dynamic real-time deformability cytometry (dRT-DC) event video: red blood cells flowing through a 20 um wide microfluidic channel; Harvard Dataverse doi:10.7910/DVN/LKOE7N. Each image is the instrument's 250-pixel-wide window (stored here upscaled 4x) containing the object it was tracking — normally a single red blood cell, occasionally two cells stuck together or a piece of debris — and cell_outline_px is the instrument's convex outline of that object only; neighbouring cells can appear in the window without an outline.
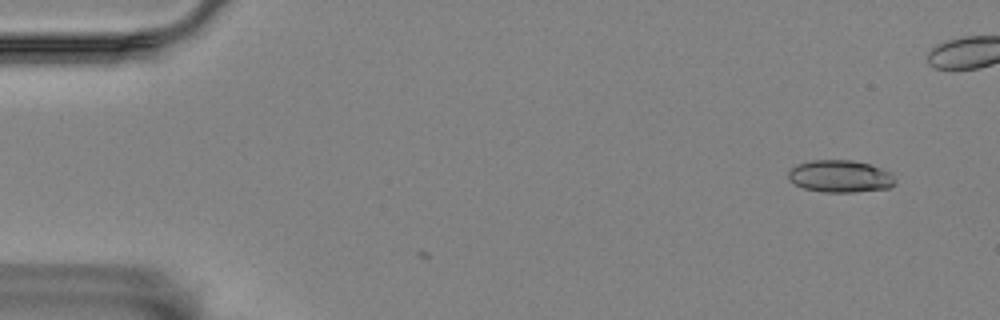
{"species": "Egyptian fruit bat (a non-hibernating species)", "species_latin": "Rousettus aegyptiacus", "temperature_condition": "room temperature", "stored_images_in_passage": 4, "camera_frame_rate_fps": 3000, "um_per_image_px": 0.085, "animal": {"sex": "female"}, "frame": {"image": 1, "passage_image": 4, "time_ms": 1.0, "image_size_px": [1000, 320], "cell_outline_px": [[896, 180], [888, 188], [852, 192], [824, 192], [804, 188], [788, 180], [788, 172], [796, 164], [812, 160], [852, 160], [868, 164], [892, 172]], "centroid_in_image_um": [71.4, 14.98], "position_along_channel_um": 13.6, "area_um2": 20.0}}